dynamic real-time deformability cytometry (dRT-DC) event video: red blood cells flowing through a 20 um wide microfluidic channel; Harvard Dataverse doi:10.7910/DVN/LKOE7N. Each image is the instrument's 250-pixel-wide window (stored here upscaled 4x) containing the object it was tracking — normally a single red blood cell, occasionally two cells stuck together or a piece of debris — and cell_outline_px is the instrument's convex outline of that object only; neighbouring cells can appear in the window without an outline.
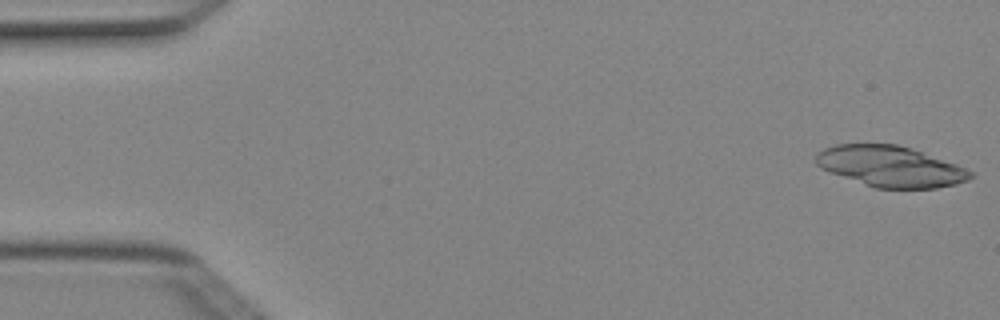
{"species": "Egyptian fruit bat (a non-hibernating species)", "species_latin": "Rousettus aegyptiacus", "temperature_condition": "cold", "stored_images_in_passage": 5, "camera_frame_rate_fps": 3000, "um_per_image_px": 0.085, "animal": {"sex": "female"}, "frame": {"image": 1, "passage_image": 1, "time_ms": 0.0, "image_size_px": [1000, 320], "cell_outline_px": [[976, 176], [968, 180], [956, 184], [936, 188], [876, 188], [864, 184], [820, 168], [816, 164], [816, 152], [824, 148], [836, 144], [896, 144], [912, 148], [968, 168], [976, 172]], "centroid_in_image_um": [75.74, 14.14], "position_along_channel_um": 9.3, "area_um2": 36.93}}